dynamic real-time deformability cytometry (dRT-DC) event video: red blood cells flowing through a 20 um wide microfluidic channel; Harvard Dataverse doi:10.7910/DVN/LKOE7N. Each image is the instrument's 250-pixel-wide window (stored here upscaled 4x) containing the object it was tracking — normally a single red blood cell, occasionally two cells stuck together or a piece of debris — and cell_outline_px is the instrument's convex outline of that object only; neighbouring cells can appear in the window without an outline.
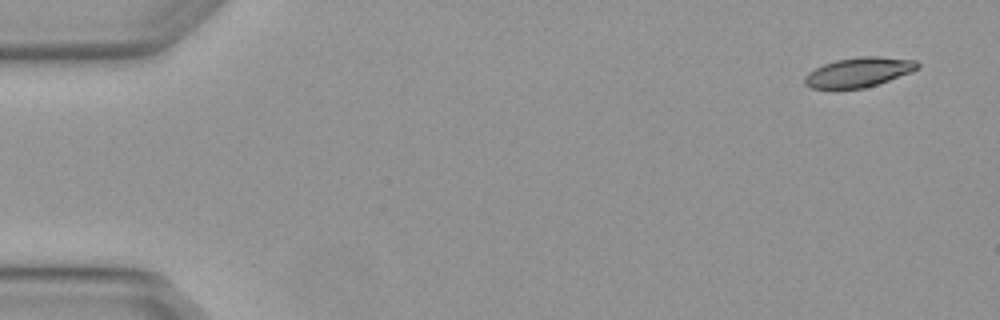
{"species": "Egyptian fruit bat (a non-hibernating species)", "species_latin": "Rousettus aegyptiacus", "temperature_condition": "warm", "stored_images_in_passage": 4, "camera_frame_rate_fps": 3000, "um_per_image_px": 0.085, "animal": {"sex": "female"}, "frame": {"image": 1, "passage_image": 1, "time_ms": 0.0, "image_size_px": [1000, 320], "cell_outline_px": [[920, 68], [912, 72], [864, 88], [836, 92], [812, 88], [804, 84], [804, 76], [808, 72], [824, 64], [836, 60], [860, 56], [880, 56], [916, 60], [920, 64]], "centroid_in_image_um": [72.95, 6.18], "position_along_channel_um": 12.1, "area_um2": 20.17}}